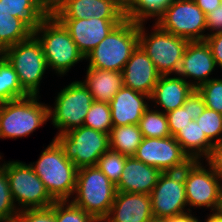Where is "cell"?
<instances>
[{
    "instance_id": "obj_1",
    "label": "cell",
    "mask_w": 222,
    "mask_h": 222,
    "mask_svg": "<svg viewBox=\"0 0 222 222\" xmlns=\"http://www.w3.org/2000/svg\"><path fill=\"white\" fill-rule=\"evenodd\" d=\"M30 165L55 201L70 200L74 196L78 168L66 158L54 139Z\"/></svg>"
},
{
    "instance_id": "obj_2",
    "label": "cell",
    "mask_w": 222,
    "mask_h": 222,
    "mask_svg": "<svg viewBox=\"0 0 222 222\" xmlns=\"http://www.w3.org/2000/svg\"><path fill=\"white\" fill-rule=\"evenodd\" d=\"M33 35L41 44L48 68L60 76L85 60L68 30L55 16H48Z\"/></svg>"
},
{
    "instance_id": "obj_3",
    "label": "cell",
    "mask_w": 222,
    "mask_h": 222,
    "mask_svg": "<svg viewBox=\"0 0 222 222\" xmlns=\"http://www.w3.org/2000/svg\"><path fill=\"white\" fill-rule=\"evenodd\" d=\"M137 46L138 22L125 19L87 54L85 60L91 68L122 72Z\"/></svg>"
},
{
    "instance_id": "obj_4",
    "label": "cell",
    "mask_w": 222,
    "mask_h": 222,
    "mask_svg": "<svg viewBox=\"0 0 222 222\" xmlns=\"http://www.w3.org/2000/svg\"><path fill=\"white\" fill-rule=\"evenodd\" d=\"M116 192V186L97 166H85L78 168L75 197L71 201L95 219H105Z\"/></svg>"
},
{
    "instance_id": "obj_5",
    "label": "cell",
    "mask_w": 222,
    "mask_h": 222,
    "mask_svg": "<svg viewBox=\"0 0 222 222\" xmlns=\"http://www.w3.org/2000/svg\"><path fill=\"white\" fill-rule=\"evenodd\" d=\"M38 96L28 95L0 104L1 139L25 137L49 120V106L38 102Z\"/></svg>"
},
{
    "instance_id": "obj_6",
    "label": "cell",
    "mask_w": 222,
    "mask_h": 222,
    "mask_svg": "<svg viewBox=\"0 0 222 222\" xmlns=\"http://www.w3.org/2000/svg\"><path fill=\"white\" fill-rule=\"evenodd\" d=\"M144 24L138 23V45L161 75L177 74L189 40L162 30L156 23L153 32L146 33Z\"/></svg>"
},
{
    "instance_id": "obj_7",
    "label": "cell",
    "mask_w": 222,
    "mask_h": 222,
    "mask_svg": "<svg viewBox=\"0 0 222 222\" xmlns=\"http://www.w3.org/2000/svg\"><path fill=\"white\" fill-rule=\"evenodd\" d=\"M1 55L14 68L22 89L28 95H38L41 80L49 69L38 39L32 34L27 40L6 48Z\"/></svg>"
},
{
    "instance_id": "obj_8",
    "label": "cell",
    "mask_w": 222,
    "mask_h": 222,
    "mask_svg": "<svg viewBox=\"0 0 222 222\" xmlns=\"http://www.w3.org/2000/svg\"><path fill=\"white\" fill-rule=\"evenodd\" d=\"M0 165L7 174L11 195L18 211L48 208L55 202L30 164L16 160Z\"/></svg>"
},
{
    "instance_id": "obj_9",
    "label": "cell",
    "mask_w": 222,
    "mask_h": 222,
    "mask_svg": "<svg viewBox=\"0 0 222 222\" xmlns=\"http://www.w3.org/2000/svg\"><path fill=\"white\" fill-rule=\"evenodd\" d=\"M93 96L82 81H74L57 93L54 108L48 107V115L58 134L83 126Z\"/></svg>"
},
{
    "instance_id": "obj_10",
    "label": "cell",
    "mask_w": 222,
    "mask_h": 222,
    "mask_svg": "<svg viewBox=\"0 0 222 222\" xmlns=\"http://www.w3.org/2000/svg\"><path fill=\"white\" fill-rule=\"evenodd\" d=\"M54 140L77 168L96 166L98 159L110 148L109 134L86 126L58 134Z\"/></svg>"
},
{
    "instance_id": "obj_11",
    "label": "cell",
    "mask_w": 222,
    "mask_h": 222,
    "mask_svg": "<svg viewBox=\"0 0 222 222\" xmlns=\"http://www.w3.org/2000/svg\"><path fill=\"white\" fill-rule=\"evenodd\" d=\"M155 20L162 30L189 41L206 39V15L194 0H174Z\"/></svg>"
},
{
    "instance_id": "obj_12",
    "label": "cell",
    "mask_w": 222,
    "mask_h": 222,
    "mask_svg": "<svg viewBox=\"0 0 222 222\" xmlns=\"http://www.w3.org/2000/svg\"><path fill=\"white\" fill-rule=\"evenodd\" d=\"M201 160H192L184 168L185 194L188 211L191 207H206L212 211L219 208L222 181L210 168L206 169Z\"/></svg>"
},
{
    "instance_id": "obj_13",
    "label": "cell",
    "mask_w": 222,
    "mask_h": 222,
    "mask_svg": "<svg viewBox=\"0 0 222 222\" xmlns=\"http://www.w3.org/2000/svg\"><path fill=\"white\" fill-rule=\"evenodd\" d=\"M134 157L161 172L181 171L192 161L173 136L144 137Z\"/></svg>"
},
{
    "instance_id": "obj_14",
    "label": "cell",
    "mask_w": 222,
    "mask_h": 222,
    "mask_svg": "<svg viewBox=\"0 0 222 222\" xmlns=\"http://www.w3.org/2000/svg\"><path fill=\"white\" fill-rule=\"evenodd\" d=\"M150 197L153 217L168 218L187 212L184 169L162 172Z\"/></svg>"
},
{
    "instance_id": "obj_15",
    "label": "cell",
    "mask_w": 222,
    "mask_h": 222,
    "mask_svg": "<svg viewBox=\"0 0 222 222\" xmlns=\"http://www.w3.org/2000/svg\"><path fill=\"white\" fill-rule=\"evenodd\" d=\"M70 33L79 51L87 56L123 20L97 17L84 19H58Z\"/></svg>"
},
{
    "instance_id": "obj_16",
    "label": "cell",
    "mask_w": 222,
    "mask_h": 222,
    "mask_svg": "<svg viewBox=\"0 0 222 222\" xmlns=\"http://www.w3.org/2000/svg\"><path fill=\"white\" fill-rule=\"evenodd\" d=\"M215 68L216 63L206 41H189L176 75L185 81L188 78L194 79L189 83L194 89H198L211 79L209 76Z\"/></svg>"
},
{
    "instance_id": "obj_17",
    "label": "cell",
    "mask_w": 222,
    "mask_h": 222,
    "mask_svg": "<svg viewBox=\"0 0 222 222\" xmlns=\"http://www.w3.org/2000/svg\"><path fill=\"white\" fill-rule=\"evenodd\" d=\"M123 85L151 96L161 74L151 59L138 45L126 62L123 70Z\"/></svg>"
},
{
    "instance_id": "obj_18",
    "label": "cell",
    "mask_w": 222,
    "mask_h": 222,
    "mask_svg": "<svg viewBox=\"0 0 222 222\" xmlns=\"http://www.w3.org/2000/svg\"><path fill=\"white\" fill-rule=\"evenodd\" d=\"M150 96L123 86L110 101L113 126L138 125ZM145 100V101H144Z\"/></svg>"
},
{
    "instance_id": "obj_19",
    "label": "cell",
    "mask_w": 222,
    "mask_h": 222,
    "mask_svg": "<svg viewBox=\"0 0 222 222\" xmlns=\"http://www.w3.org/2000/svg\"><path fill=\"white\" fill-rule=\"evenodd\" d=\"M152 217L150 195L117 191L105 220L107 222H147Z\"/></svg>"
},
{
    "instance_id": "obj_20",
    "label": "cell",
    "mask_w": 222,
    "mask_h": 222,
    "mask_svg": "<svg viewBox=\"0 0 222 222\" xmlns=\"http://www.w3.org/2000/svg\"><path fill=\"white\" fill-rule=\"evenodd\" d=\"M161 173L154 166L147 165L134 156H127L116 190L150 195Z\"/></svg>"
},
{
    "instance_id": "obj_21",
    "label": "cell",
    "mask_w": 222,
    "mask_h": 222,
    "mask_svg": "<svg viewBox=\"0 0 222 222\" xmlns=\"http://www.w3.org/2000/svg\"><path fill=\"white\" fill-rule=\"evenodd\" d=\"M57 19L97 17L106 20H125V10L116 0H71L56 15Z\"/></svg>"
},
{
    "instance_id": "obj_22",
    "label": "cell",
    "mask_w": 222,
    "mask_h": 222,
    "mask_svg": "<svg viewBox=\"0 0 222 222\" xmlns=\"http://www.w3.org/2000/svg\"><path fill=\"white\" fill-rule=\"evenodd\" d=\"M171 75H161L148 101L154 102L155 106H161L163 113L181 107L186 98L194 88L190 85L189 79L185 81L180 76L170 77Z\"/></svg>"
},
{
    "instance_id": "obj_23",
    "label": "cell",
    "mask_w": 222,
    "mask_h": 222,
    "mask_svg": "<svg viewBox=\"0 0 222 222\" xmlns=\"http://www.w3.org/2000/svg\"><path fill=\"white\" fill-rule=\"evenodd\" d=\"M86 71V79L82 82L87 86L94 101L109 104L115 94L124 86L121 71L91 67H88Z\"/></svg>"
},
{
    "instance_id": "obj_24",
    "label": "cell",
    "mask_w": 222,
    "mask_h": 222,
    "mask_svg": "<svg viewBox=\"0 0 222 222\" xmlns=\"http://www.w3.org/2000/svg\"><path fill=\"white\" fill-rule=\"evenodd\" d=\"M174 138L191 160L206 158L214 145L195 120L190 121L184 128H180Z\"/></svg>"
},
{
    "instance_id": "obj_25",
    "label": "cell",
    "mask_w": 222,
    "mask_h": 222,
    "mask_svg": "<svg viewBox=\"0 0 222 222\" xmlns=\"http://www.w3.org/2000/svg\"><path fill=\"white\" fill-rule=\"evenodd\" d=\"M13 17L22 21L32 32L48 17L41 0H0Z\"/></svg>"
},
{
    "instance_id": "obj_26",
    "label": "cell",
    "mask_w": 222,
    "mask_h": 222,
    "mask_svg": "<svg viewBox=\"0 0 222 222\" xmlns=\"http://www.w3.org/2000/svg\"><path fill=\"white\" fill-rule=\"evenodd\" d=\"M143 138L138 125L113 126L109 133V146L110 149L131 157L136 154Z\"/></svg>"
},
{
    "instance_id": "obj_27",
    "label": "cell",
    "mask_w": 222,
    "mask_h": 222,
    "mask_svg": "<svg viewBox=\"0 0 222 222\" xmlns=\"http://www.w3.org/2000/svg\"><path fill=\"white\" fill-rule=\"evenodd\" d=\"M18 75L10 63L0 54V104L27 97Z\"/></svg>"
},
{
    "instance_id": "obj_28",
    "label": "cell",
    "mask_w": 222,
    "mask_h": 222,
    "mask_svg": "<svg viewBox=\"0 0 222 222\" xmlns=\"http://www.w3.org/2000/svg\"><path fill=\"white\" fill-rule=\"evenodd\" d=\"M174 0H135L126 10V19L146 22L148 18L159 17Z\"/></svg>"
},
{
    "instance_id": "obj_29",
    "label": "cell",
    "mask_w": 222,
    "mask_h": 222,
    "mask_svg": "<svg viewBox=\"0 0 222 222\" xmlns=\"http://www.w3.org/2000/svg\"><path fill=\"white\" fill-rule=\"evenodd\" d=\"M143 137L164 138L171 136L166 113L160 109H150L149 107L143 113L138 124Z\"/></svg>"
},
{
    "instance_id": "obj_30",
    "label": "cell",
    "mask_w": 222,
    "mask_h": 222,
    "mask_svg": "<svg viewBox=\"0 0 222 222\" xmlns=\"http://www.w3.org/2000/svg\"><path fill=\"white\" fill-rule=\"evenodd\" d=\"M33 32L18 18L0 20V54L8 47L27 40Z\"/></svg>"
},
{
    "instance_id": "obj_31",
    "label": "cell",
    "mask_w": 222,
    "mask_h": 222,
    "mask_svg": "<svg viewBox=\"0 0 222 222\" xmlns=\"http://www.w3.org/2000/svg\"><path fill=\"white\" fill-rule=\"evenodd\" d=\"M83 126L109 134L113 127L110 105L94 101L87 112Z\"/></svg>"
},
{
    "instance_id": "obj_32",
    "label": "cell",
    "mask_w": 222,
    "mask_h": 222,
    "mask_svg": "<svg viewBox=\"0 0 222 222\" xmlns=\"http://www.w3.org/2000/svg\"><path fill=\"white\" fill-rule=\"evenodd\" d=\"M126 155L112 149H108L99 159L96 166L116 186L121 178L126 162Z\"/></svg>"
},
{
    "instance_id": "obj_33",
    "label": "cell",
    "mask_w": 222,
    "mask_h": 222,
    "mask_svg": "<svg viewBox=\"0 0 222 222\" xmlns=\"http://www.w3.org/2000/svg\"><path fill=\"white\" fill-rule=\"evenodd\" d=\"M206 137L213 143L222 141V114L205 108L195 120Z\"/></svg>"
},
{
    "instance_id": "obj_34",
    "label": "cell",
    "mask_w": 222,
    "mask_h": 222,
    "mask_svg": "<svg viewBox=\"0 0 222 222\" xmlns=\"http://www.w3.org/2000/svg\"><path fill=\"white\" fill-rule=\"evenodd\" d=\"M5 169L0 166V220L2 222H15L18 214Z\"/></svg>"
},
{
    "instance_id": "obj_35",
    "label": "cell",
    "mask_w": 222,
    "mask_h": 222,
    "mask_svg": "<svg viewBox=\"0 0 222 222\" xmlns=\"http://www.w3.org/2000/svg\"><path fill=\"white\" fill-rule=\"evenodd\" d=\"M56 222H93L95 218L71 200L55 201Z\"/></svg>"
},
{
    "instance_id": "obj_36",
    "label": "cell",
    "mask_w": 222,
    "mask_h": 222,
    "mask_svg": "<svg viewBox=\"0 0 222 222\" xmlns=\"http://www.w3.org/2000/svg\"><path fill=\"white\" fill-rule=\"evenodd\" d=\"M197 90L203 96L207 108L222 114V79L211 78Z\"/></svg>"
},
{
    "instance_id": "obj_37",
    "label": "cell",
    "mask_w": 222,
    "mask_h": 222,
    "mask_svg": "<svg viewBox=\"0 0 222 222\" xmlns=\"http://www.w3.org/2000/svg\"><path fill=\"white\" fill-rule=\"evenodd\" d=\"M15 222H56L55 202L48 208L21 210Z\"/></svg>"
},
{
    "instance_id": "obj_38",
    "label": "cell",
    "mask_w": 222,
    "mask_h": 222,
    "mask_svg": "<svg viewBox=\"0 0 222 222\" xmlns=\"http://www.w3.org/2000/svg\"><path fill=\"white\" fill-rule=\"evenodd\" d=\"M168 120V127L171 136H175L180 128H184L192 121L191 114L189 112V106H181L175 110L166 113Z\"/></svg>"
},
{
    "instance_id": "obj_39",
    "label": "cell",
    "mask_w": 222,
    "mask_h": 222,
    "mask_svg": "<svg viewBox=\"0 0 222 222\" xmlns=\"http://www.w3.org/2000/svg\"><path fill=\"white\" fill-rule=\"evenodd\" d=\"M182 106H189L192 120H196L206 108L203 96L197 89H194L191 92Z\"/></svg>"
},
{
    "instance_id": "obj_40",
    "label": "cell",
    "mask_w": 222,
    "mask_h": 222,
    "mask_svg": "<svg viewBox=\"0 0 222 222\" xmlns=\"http://www.w3.org/2000/svg\"><path fill=\"white\" fill-rule=\"evenodd\" d=\"M205 159L207 161L206 166H210L222 181V141L212 146L209 155Z\"/></svg>"
},
{
    "instance_id": "obj_41",
    "label": "cell",
    "mask_w": 222,
    "mask_h": 222,
    "mask_svg": "<svg viewBox=\"0 0 222 222\" xmlns=\"http://www.w3.org/2000/svg\"><path fill=\"white\" fill-rule=\"evenodd\" d=\"M206 30L210 31L206 33V37L222 33V5L206 15Z\"/></svg>"
},
{
    "instance_id": "obj_42",
    "label": "cell",
    "mask_w": 222,
    "mask_h": 222,
    "mask_svg": "<svg viewBox=\"0 0 222 222\" xmlns=\"http://www.w3.org/2000/svg\"><path fill=\"white\" fill-rule=\"evenodd\" d=\"M205 41L211 49L216 66L218 65L222 69V33L207 36Z\"/></svg>"
},
{
    "instance_id": "obj_43",
    "label": "cell",
    "mask_w": 222,
    "mask_h": 222,
    "mask_svg": "<svg viewBox=\"0 0 222 222\" xmlns=\"http://www.w3.org/2000/svg\"><path fill=\"white\" fill-rule=\"evenodd\" d=\"M71 0H41L44 12L47 16H55Z\"/></svg>"
},
{
    "instance_id": "obj_44",
    "label": "cell",
    "mask_w": 222,
    "mask_h": 222,
    "mask_svg": "<svg viewBox=\"0 0 222 222\" xmlns=\"http://www.w3.org/2000/svg\"><path fill=\"white\" fill-rule=\"evenodd\" d=\"M194 2L207 15L220 6L221 0H194Z\"/></svg>"
},
{
    "instance_id": "obj_45",
    "label": "cell",
    "mask_w": 222,
    "mask_h": 222,
    "mask_svg": "<svg viewBox=\"0 0 222 222\" xmlns=\"http://www.w3.org/2000/svg\"><path fill=\"white\" fill-rule=\"evenodd\" d=\"M198 217L196 218L194 214L192 215L191 211L184 212L179 215H174L167 218V222H197Z\"/></svg>"
},
{
    "instance_id": "obj_46",
    "label": "cell",
    "mask_w": 222,
    "mask_h": 222,
    "mask_svg": "<svg viewBox=\"0 0 222 222\" xmlns=\"http://www.w3.org/2000/svg\"><path fill=\"white\" fill-rule=\"evenodd\" d=\"M197 222H200L198 219ZM204 222H222V214L217 210L213 211L212 214L210 213L207 219Z\"/></svg>"
},
{
    "instance_id": "obj_47",
    "label": "cell",
    "mask_w": 222,
    "mask_h": 222,
    "mask_svg": "<svg viewBox=\"0 0 222 222\" xmlns=\"http://www.w3.org/2000/svg\"><path fill=\"white\" fill-rule=\"evenodd\" d=\"M14 17L4 7L2 1H0V20L1 19H13Z\"/></svg>"
},
{
    "instance_id": "obj_48",
    "label": "cell",
    "mask_w": 222,
    "mask_h": 222,
    "mask_svg": "<svg viewBox=\"0 0 222 222\" xmlns=\"http://www.w3.org/2000/svg\"><path fill=\"white\" fill-rule=\"evenodd\" d=\"M135 0H116V2L126 10Z\"/></svg>"
},
{
    "instance_id": "obj_49",
    "label": "cell",
    "mask_w": 222,
    "mask_h": 222,
    "mask_svg": "<svg viewBox=\"0 0 222 222\" xmlns=\"http://www.w3.org/2000/svg\"><path fill=\"white\" fill-rule=\"evenodd\" d=\"M147 222H167V218L152 217Z\"/></svg>"
},
{
    "instance_id": "obj_50",
    "label": "cell",
    "mask_w": 222,
    "mask_h": 222,
    "mask_svg": "<svg viewBox=\"0 0 222 222\" xmlns=\"http://www.w3.org/2000/svg\"><path fill=\"white\" fill-rule=\"evenodd\" d=\"M218 211L222 214V191H221V197H220V203H219Z\"/></svg>"
},
{
    "instance_id": "obj_51",
    "label": "cell",
    "mask_w": 222,
    "mask_h": 222,
    "mask_svg": "<svg viewBox=\"0 0 222 222\" xmlns=\"http://www.w3.org/2000/svg\"><path fill=\"white\" fill-rule=\"evenodd\" d=\"M93 222H107L105 219H95Z\"/></svg>"
}]
</instances>
